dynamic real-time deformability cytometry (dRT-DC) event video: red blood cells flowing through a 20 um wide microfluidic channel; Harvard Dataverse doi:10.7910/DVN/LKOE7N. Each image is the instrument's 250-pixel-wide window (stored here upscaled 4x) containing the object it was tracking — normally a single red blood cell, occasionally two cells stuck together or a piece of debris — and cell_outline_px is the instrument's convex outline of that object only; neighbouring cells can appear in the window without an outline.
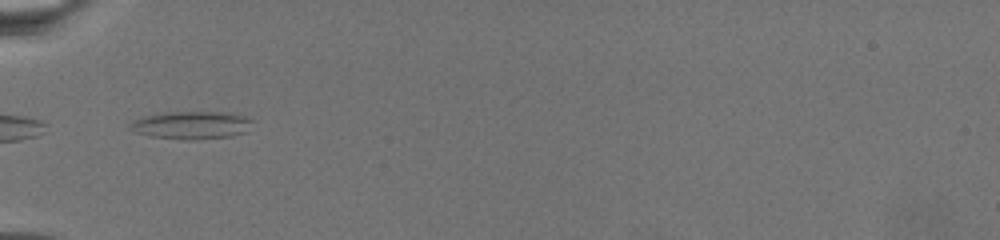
{"species": "common noctule bat (a hibernating species)", "species_latin": "Nyctalus noctula", "temperature_condition": "warm", "stored_images_in_passage": 46, "camera_frame_rate_fps": 3000, "um_per_image_px": 0.085, "animal": {"sex": "female", "body_mass_g": 19.5, "forearm_length_mm": 54.1}, "frame": {"image": 1, "passage_image": 1, "time_ms": 0.0, "image_size_px": [1000, 240], "cell_outline_px": [[252, 120], [244, 132], [232, 136], [196, 140], [184, 140], [152, 136], [136, 132], [128, 128], [128, 124], [132, 120], [144, 116], [164, 112], [228, 112], [244, 116]], "centroid_in_image_um": [16.21, 10.63], "position_along_channel_um": 68.8, "area_um2": 19.83}}
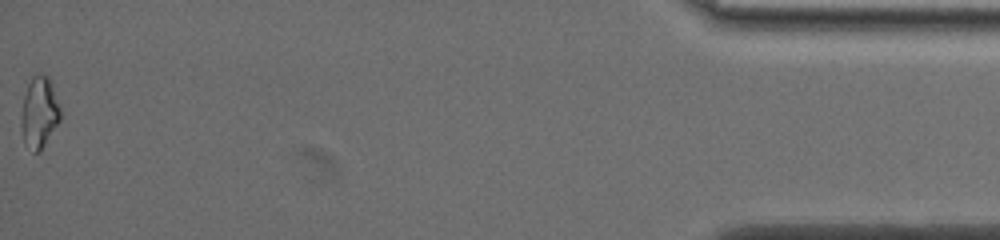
{"frame": {"image": 2, "passage_image": 46, "time_ms": 15.0, "image_size_px": [1000, 240], "cell_outline_px": [[60, 120], [40, 152], [32, 152], [24, 144], [20, 124], [24, 96], [28, 84], [32, 76], [48, 76], [60, 108]], "centroid_in_image_um": [3.32, 9.63], "position_along_channel_um": 431.9, "area_um2": 16.01}}